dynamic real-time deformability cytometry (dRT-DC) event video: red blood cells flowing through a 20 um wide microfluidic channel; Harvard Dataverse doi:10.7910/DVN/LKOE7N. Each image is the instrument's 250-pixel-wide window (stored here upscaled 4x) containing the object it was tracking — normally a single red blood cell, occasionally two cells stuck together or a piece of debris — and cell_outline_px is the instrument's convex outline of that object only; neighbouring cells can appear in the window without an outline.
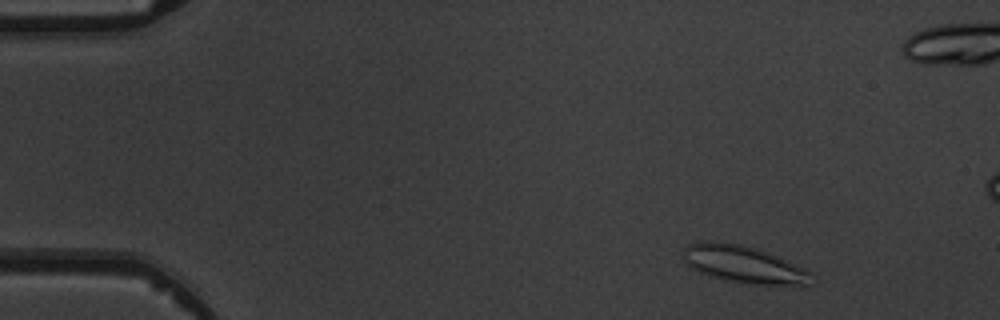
{"species": "common noctule bat (a hibernating species)", "species_latin": "Nyctalus noctula", "temperature_condition": "warm", "stored_images_in_passage": 4, "camera_frame_rate_fps": 3000, "um_per_image_px": 0.085, "animal": {"sex": "male", "body_mass_g": 19.5, "forearm_length_mm": 54.6}, "frame": {"image": 1, "passage_image": 1, "time_ms": 0.0, "image_size_px": [1000, 320], "cell_outline_px": [[808, 272], [804, 284], [748, 284], [724, 280], [700, 272], [692, 268], [684, 260], [684, 248], [688, 244], [700, 240], [712, 240], [740, 244], [756, 248], [776, 256]], "centroid_in_image_um": [63.01, 22.42], "position_along_channel_um": 22.0, "area_um2": 26.82}}